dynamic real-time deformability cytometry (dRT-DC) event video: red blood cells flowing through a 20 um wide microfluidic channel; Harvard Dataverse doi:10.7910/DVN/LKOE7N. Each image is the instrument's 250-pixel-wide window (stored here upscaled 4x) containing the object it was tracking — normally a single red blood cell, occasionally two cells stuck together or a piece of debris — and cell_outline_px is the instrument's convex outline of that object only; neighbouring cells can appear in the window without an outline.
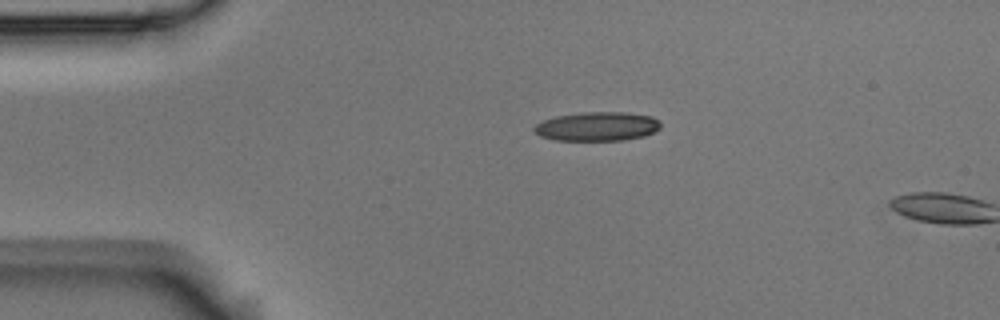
{"species": "Egyptian fruit bat (a non-hibernating species)", "species_latin": "Rousettus aegyptiacus", "temperature_condition": "room temperature", "stored_images_in_passage": 11, "camera_frame_rate_fps": 3000, "um_per_image_px": 0.085, "animal": {"sex": "male"}, "frame": {"image": 1, "passage_image": 10, "time_ms": 3.0, "image_size_px": [1000, 320], "cell_outline_px": [[660, 128], [644, 136], [624, 140], [556, 140], [540, 136], [532, 128], [536, 124], [544, 120], [556, 116], [584, 112], [624, 112], [652, 116], [660, 120]], "centroid_in_image_um": [50.78, 10.74], "position_along_channel_um": 34.2, "area_um2": 21.33}}